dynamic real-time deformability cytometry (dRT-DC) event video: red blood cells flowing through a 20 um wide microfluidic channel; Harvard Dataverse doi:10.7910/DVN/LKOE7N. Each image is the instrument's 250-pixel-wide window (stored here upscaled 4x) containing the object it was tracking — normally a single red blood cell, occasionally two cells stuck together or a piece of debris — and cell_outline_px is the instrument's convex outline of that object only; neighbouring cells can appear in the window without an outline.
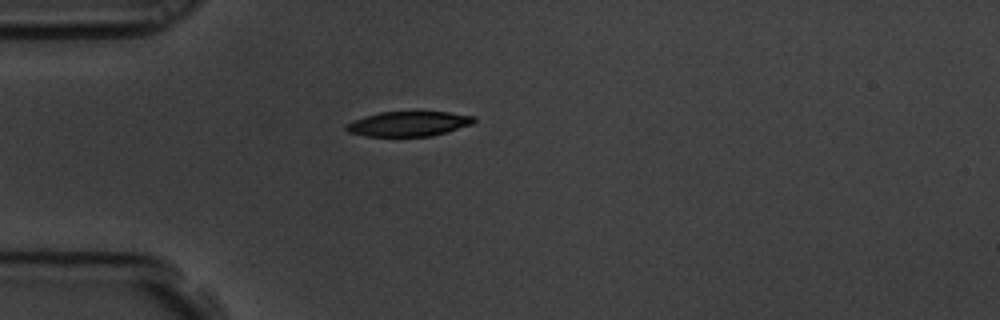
{"species": "common noctule bat (a hibernating species)", "species_latin": "Nyctalus noctula", "temperature_condition": "room temperature", "stored_images_in_passage": 44, "camera_frame_rate_fps": 3000, "um_per_image_px": 0.085, "animal": {"sex": "male", "body_mass_g": 19.5, "forearm_length_mm": 54.6}, "frame": {"image": 1, "passage_image": 1, "time_ms": 0.0, "image_size_px": [1000, 320], "cell_outline_px": [[476, 120], [472, 124], [432, 136], [364, 136], [348, 132], [344, 128], [344, 124], [352, 120], [380, 112], [448, 112], [476, 116]], "centroid_in_image_um": [34.7, 10.52], "position_along_channel_um": 50.3, "area_um2": 18.55}}
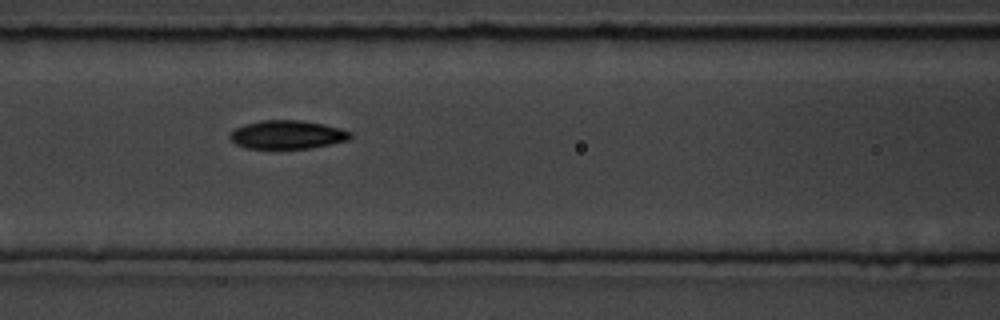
{"frame": {"image": 2, "passage_image": 10, "time_ms": 3.0, "image_size_px": [1000, 320], "cell_outline_px": [[352, 136], [348, 140], [312, 148], [248, 148], [236, 144], [228, 136], [236, 128], [244, 124], [260, 120], [300, 120], [324, 124], [340, 128], [352, 132]], "centroid_in_image_um": [24.44, 11.44], "position_along_channel_um": 142.2, "area_um2": 19.94}}
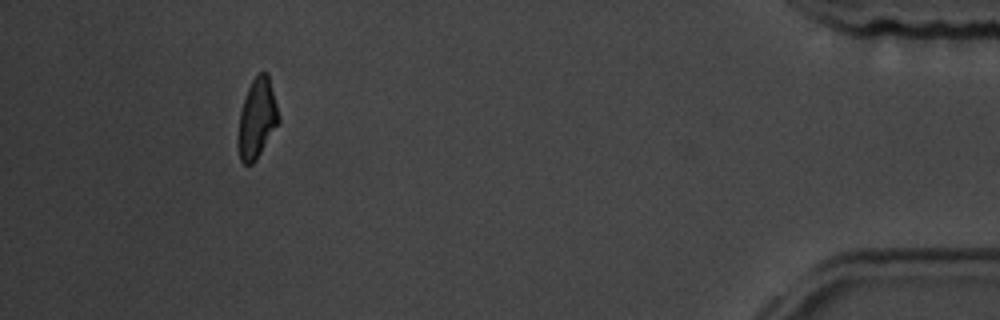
{"frame": {"image": 3, "passage_image": 39, "time_ms": 12.667, "image_size_px": [1000, 320], "cell_outline_px": [[280, 120], [256, 160], [252, 164], [244, 164], [240, 160], [236, 144], [236, 140], [240, 112], [244, 96], [252, 80], [260, 72], [268, 72], [280, 116]], "centroid_in_image_um": [21.82, 10.08], "position_along_channel_um": 413.4, "area_um2": 19.07}, "authors_computed_cell_mechanics": {"area_um2": 19.652, "velocity_mm_per_s": 3.4658, "shape_relaxation_time_tau1_ms": 3.0335, "shape_relaxation_time_tau2_ms": 2.2026, "deformation_change_tau1": 0.1443, "deformation_change_tau2": 0.0795}}